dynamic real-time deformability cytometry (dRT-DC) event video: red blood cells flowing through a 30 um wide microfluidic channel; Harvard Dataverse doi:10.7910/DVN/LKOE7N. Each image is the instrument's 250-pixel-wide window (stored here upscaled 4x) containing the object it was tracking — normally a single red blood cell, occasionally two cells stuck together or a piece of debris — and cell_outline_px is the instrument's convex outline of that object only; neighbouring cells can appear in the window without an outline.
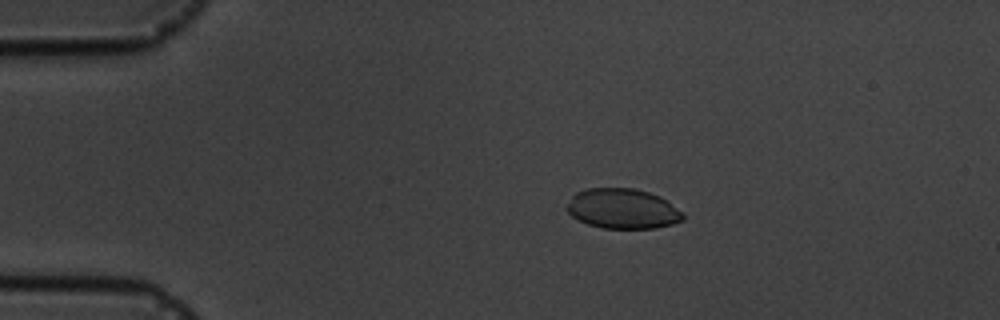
{"species": "common noctule bat (a hibernating species)", "species_latin": "Nyctalus noctula", "temperature_condition": "cold", "stored_images_in_passage": 7, "camera_frame_rate_fps": 3000, "um_per_image_px": 0.085, "animal": {"sex": "male", "body_mass_g": 19.5, "forearm_length_mm": 54.6}, "frame": {"image": 1, "passage_image": 3, "time_ms": 2.333, "image_size_px": [1000, 320], "cell_outline_px": [[684, 220], [672, 224], [656, 228], [604, 228], [588, 224], [572, 216], [564, 208], [572, 196], [576, 192], [588, 188], [636, 188], [660, 196], [668, 200], [684, 212]], "centroid_in_image_um": [52.95, 17.73], "position_along_channel_um": 32.0, "area_um2": 27.34}}
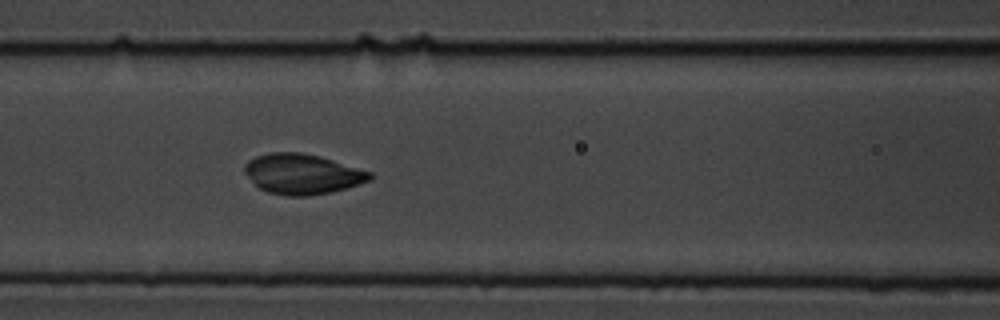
{"frame": {"image": 2, "passage_image": 7, "time_ms": 6.667, "image_size_px": [1000, 320], "cell_outline_px": [[372, 180], [344, 188], [328, 192], [308, 196], [288, 196], [268, 192], [260, 188], [244, 172], [244, 164], [248, 160], [256, 156], [272, 152], [300, 152], [320, 156], [372, 172]], "centroid_in_image_um": [25.69, 14.78], "position_along_channel_um": 140.9, "area_um2": 29.13}}